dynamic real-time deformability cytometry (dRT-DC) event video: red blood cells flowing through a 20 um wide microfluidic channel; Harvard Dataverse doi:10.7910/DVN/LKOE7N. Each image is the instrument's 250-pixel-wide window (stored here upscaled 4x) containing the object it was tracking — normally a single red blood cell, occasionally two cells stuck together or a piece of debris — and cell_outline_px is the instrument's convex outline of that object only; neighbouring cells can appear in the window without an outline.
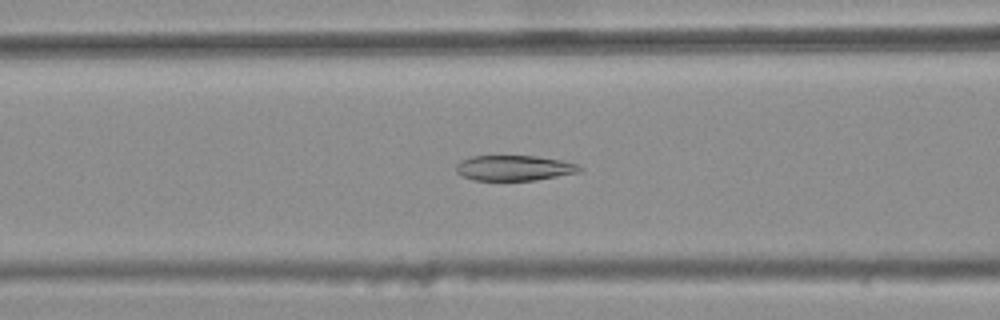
{"species": "common noctule bat (a hibernating species)", "species_latin": "Nyctalus noctula", "temperature_condition": "warm", "stored_images_in_passage": 47, "camera_frame_rate_fps": 3000, "um_per_image_px": 0.085, "animal": {"sex": "female", "body_mass_g": 25.1}, "frame": {"image": 1, "passage_image": 22, "time_ms": 7.0, "image_size_px": [1000, 320], "cell_outline_px": [[584, 168], [580, 172], [536, 180], [476, 180], [464, 176], [456, 172], [456, 164], [460, 160], [468, 156], [536, 156], [560, 160], [580, 164]], "centroid_in_image_um": [43.73, 14.27], "position_along_channel_um": 122.9, "area_um2": 18.32}}
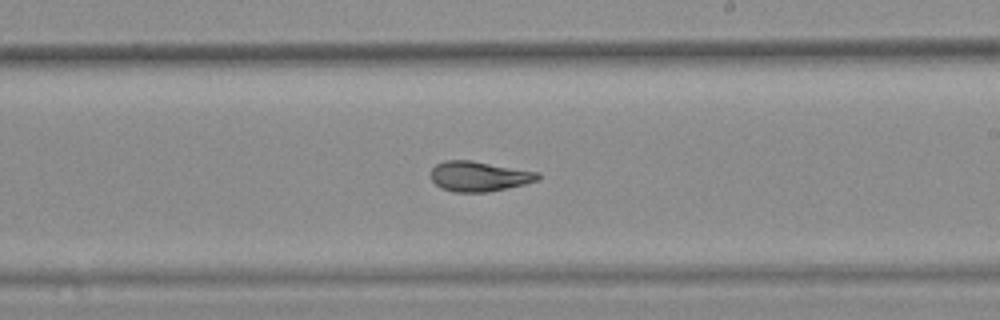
{"frame": {"image": 2, "passage_image": 32, "time_ms": 10.333, "image_size_px": [1000, 320], "cell_outline_px": [[540, 180], [524, 184], [488, 192], [452, 192], [440, 188], [432, 180], [432, 168], [436, 164], [444, 160], [472, 160], [540, 172]], "centroid_in_image_um": [40.73, 14.98], "position_along_channel_um": 248.3, "area_um2": 18.9}}
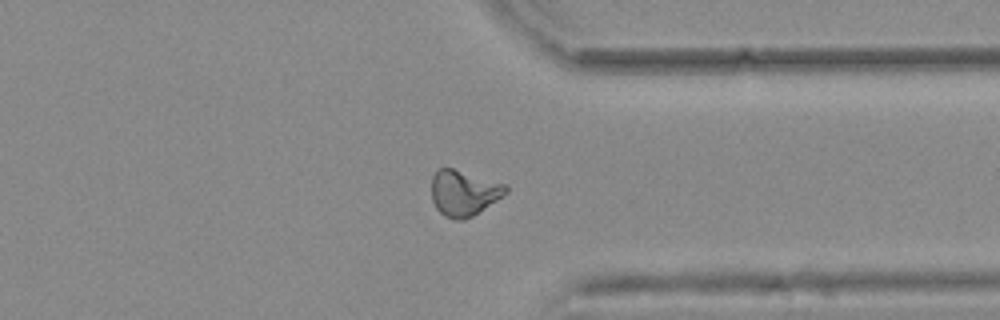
{"frame": {"image": 3, "passage_image": 42, "time_ms": 13.667, "image_size_px": [1000, 320], "cell_outline_px": [[508, 192], [472, 216], [464, 220], [456, 220], [444, 216], [436, 208], [432, 200], [432, 176], [440, 168], [452, 168], [508, 184]], "centroid_in_image_um": [39.43, 16.4], "position_along_channel_um": 372.0, "area_um2": 19.71}, "authors_computed_cell_mechanics": {"area_um2": 19.4208, "velocity_mm_per_s": 3.7654, "shape_relaxation_time_tau1_ms": null, "shape_relaxation_time_tau2_ms": 2.1479, "deformation_change_tau1": null, "deformation_change_tau2": 0.076}}